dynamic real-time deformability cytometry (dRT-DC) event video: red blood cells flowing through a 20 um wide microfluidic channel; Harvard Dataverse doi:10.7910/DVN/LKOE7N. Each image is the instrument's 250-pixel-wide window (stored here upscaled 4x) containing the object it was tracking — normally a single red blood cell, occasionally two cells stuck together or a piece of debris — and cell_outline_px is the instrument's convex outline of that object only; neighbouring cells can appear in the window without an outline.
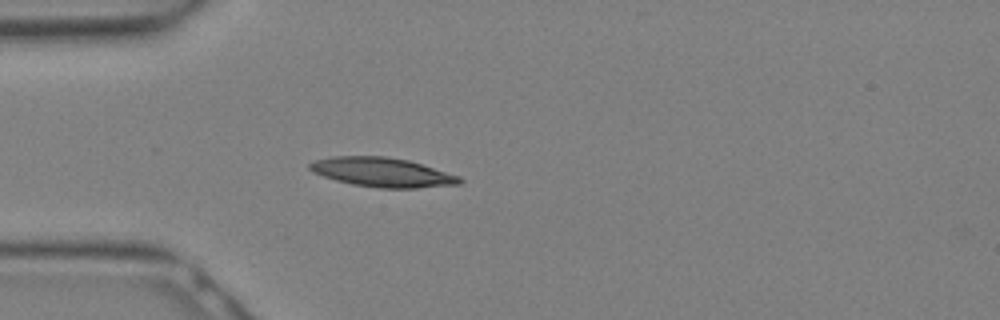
{"species": "Egyptian fruit bat (a non-hibernating species)", "species_latin": "Rousettus aegyptiacus", "temperature_condition": "warm", "stored_images_in_passage": 7, "camera_frame_rate_fps": 3000, "um_per_image_px": 0.085, "animal": {"sex": "female"}, "frame": {"image": 1, "passage_image": 1, "time_ms": 0.0, "image_size_px": [1000, 320], "cell_outline_px": [[464, 180], [460, 184], [416, 188], [380, 188], [352, 184], [336, 180], [312, 172], [308, 168], [308, 164], [316, 160], [332, 156], [388, 156], [408, 160], [460, 176]], "centroid_in_image_um": [32.5, 14.64], "position_along_channel_um": 52.5, "area_um2": 25.55}}
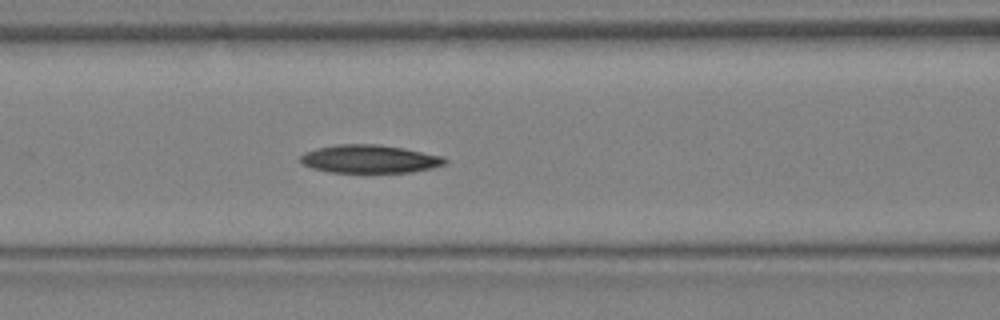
{"frame": {"image": 2, "passage_image": 5, "time_ms": 1.333, "image_size_px": [1000, 320], "cell_outline_px": [[448, 160], [444, 164], [412, 172], [328, 172], [312, 168], [300, 164], [300, 156], [304, 152], [316, 148], [336, 144], [380, 144], [404, 148], [444, 156]], "centroid_in_image_um": [31.37, 13.5], "position_along_channel_um": 135.2, "area_um2": 23.81}}
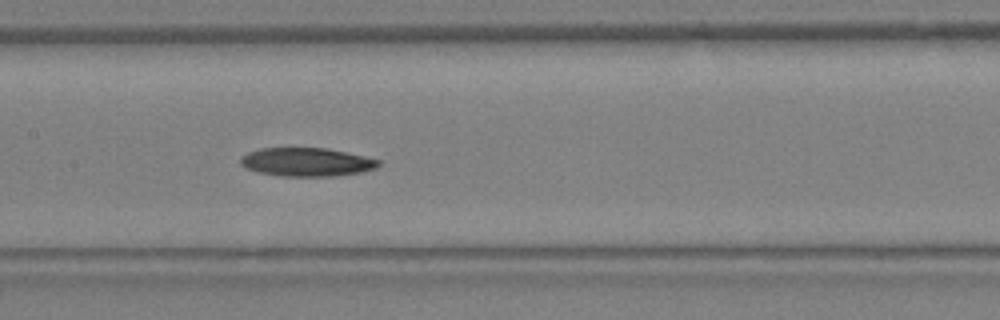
{"frame": {"image": 3, "passage_image": 7, "time_ms": 2.0, "image_size_px": [1000, 320], "cell_outline_px": [[380, 164], [376, 168], [360, 172], [332, 176], [280, 176], [260, 172], [244, 168], [240, 164], [240, 156], [248, 152], [260, 148], [324, 148], [364, 156], [380, 160]], "centroid_in_image_um": [26.01, 13.77], "position_along_channel_um": 181.4, "area_um2": 22.83}}